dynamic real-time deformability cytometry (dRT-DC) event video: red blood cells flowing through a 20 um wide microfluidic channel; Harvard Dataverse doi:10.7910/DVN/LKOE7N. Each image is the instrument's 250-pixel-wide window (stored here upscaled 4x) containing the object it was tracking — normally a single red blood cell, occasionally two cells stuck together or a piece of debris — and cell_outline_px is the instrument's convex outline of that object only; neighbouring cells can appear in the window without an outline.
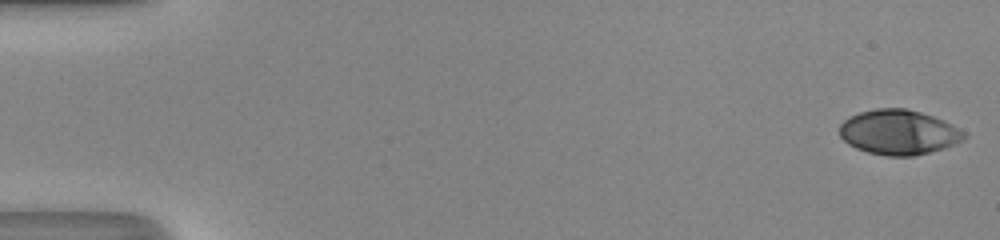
{"species": "human", "species_latin": "Homo sapiens", "temperature_condition": "room temperature", "stored_images_in_passage": 50, "camera_frame_rate_fps": 3000, "um_per_image_px": 0.085, "donor": {"sex": "male"}, "frame": {"image": 1, "passage_image": 1, "time_ms": 0.0, "image_size_px": [1000, 240], "cell_outline_px": [[968, 136], [964, 140], [944, 148], [912, 156], [888, 156], [868, 152], [856, 148], [848, 144], [840, 136], [840, 124], [844, 120], [860, 112], [876, 108], [904, 108], [920, 112], [944, 120], [952, 124], [964, 132]], "centroid_in_image_um": [76.4, 11.24], "position_along_channel_um": 8.6, "area_um2": 32.43}}
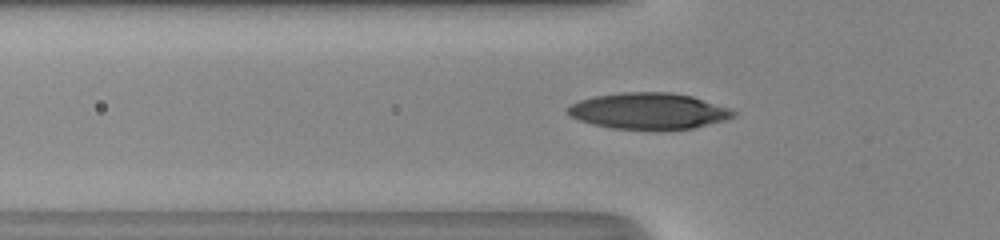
{"frame": {"image": 2, "passage_image": 18, "time_ms": 5.667, "image_size_px": [1000, 240], "cell_outline_px": [[736, 116], [724, 120], [692, 128], [612, 128], [592, 124], [568, 116], [564, 108], [580, 100], [596, 96], [624, 92], [668, 92], [692, 96], [732, 108], [736, 112]], "centroid_in_image_um": [55.13, 9.41], "position_along_channel_um": 70.7, "area_um2": 34.56}}
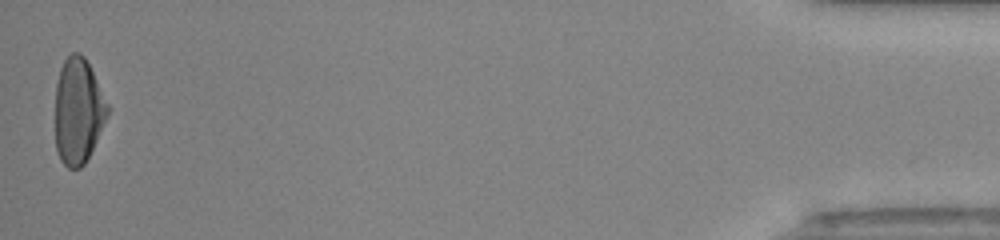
{"frame": {"image": 3, "passage_image": 50, "time_ms": 16.333, "image_size_px": [1000, 240], "cell_outline_px": [[108, 112], [96, 140], [84, 164], [80, 168], [68, 168], [60, 160], [56, 148], [56, 84], [60, 68], [64, 60], [72, 52], [80, 52], [84, 56], [108, 104]], "centroid_in_image_um": [6.62, 9.42], "position_along_channel_um": 428.6, "area_um2": 31.67}, "authors_computed_cell_mechanics": {"area_um2": 32.6281, "velocity_mm_per_s": 4.2331, "shape_relaxation_time_tau1_ms": 4.6818, "shape_relaxation_time_tau2_ms": 0.9999, "deformation_change_tau1": 0.206, "deformation_change_tau2": 0.0539}}